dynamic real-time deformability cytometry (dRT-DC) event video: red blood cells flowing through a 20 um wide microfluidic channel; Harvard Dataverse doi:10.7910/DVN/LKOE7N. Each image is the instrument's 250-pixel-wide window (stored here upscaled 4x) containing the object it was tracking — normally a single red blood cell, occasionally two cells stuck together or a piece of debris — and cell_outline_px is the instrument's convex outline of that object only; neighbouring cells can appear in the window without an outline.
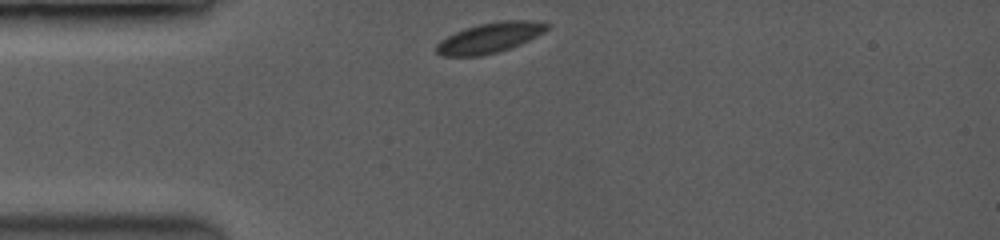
{"species": "common noctule bat (a hibernating species)", "species_latin": "Nyctalus noctula", "temperature_condition": "room temperature", "stored_images_in_passage": 18, "camera_frame_rate_fps": 3500, "um_per_image_px": 0.085, "animal": {"sex": "female", "body_mass_g": 19.0, "forearm_length_mm": 53.3}, "frame": {"image": 1, "passage_image": 1, "time_ms": 0.0, "image_size_px": [1000, 240], "cell_outline_px": [[548, 28], [544, 32], [520, 44], [496, 52], [480, 56], [444, 56], [436, 52], [436, 44], [440, 40], [464, 28], [480, 24], [500, 20], [532, 20], [548, 24]], "centroid_in_image_um": [41.61, 3.2], "position_along_channel_um": 43.4, "area_um2": 19.25}}
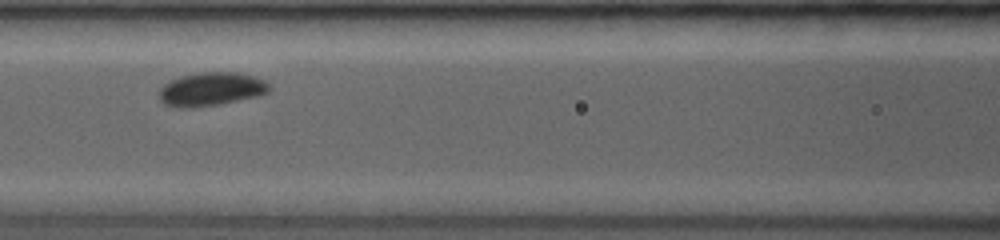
{"frame": {"image": 2, "passage_image": 13, "time_ms": 3.143, "image_size_px": [1000, 240], "cell_outline_px": [[268, 92], [256, 96], [216, 104], [164, 104], [160, 100], [160, 88], [164, 84], [180, 76], [200, 72], [236, 72], [252, 76], [264, 80], [268, 84]], "centroid_in_image_um": [17.98, 7.51], "position_along_channel_um": 148.6, "area_um2": 20.23}}
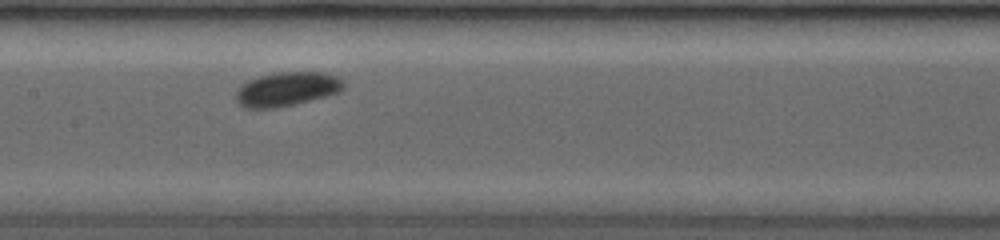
{"frame": {"image": 3, "passage_image": 17, "time_ms": 4.0, "image_size_px": [1000, 240], "cell_outline_px": [[344, 88], [336, 92], [292, 104], [272, 108], [248, 108], [240, 104], [236, 100], [236, 92], [240, 84], [248, 80], [260, 76], [276, 72], [324, 72], [336, 76], [344, 84]], "centroid_in_image_um": [24.32, 7.55], "position_along_channel_um": 183.1, "area_um2": 20.87}}